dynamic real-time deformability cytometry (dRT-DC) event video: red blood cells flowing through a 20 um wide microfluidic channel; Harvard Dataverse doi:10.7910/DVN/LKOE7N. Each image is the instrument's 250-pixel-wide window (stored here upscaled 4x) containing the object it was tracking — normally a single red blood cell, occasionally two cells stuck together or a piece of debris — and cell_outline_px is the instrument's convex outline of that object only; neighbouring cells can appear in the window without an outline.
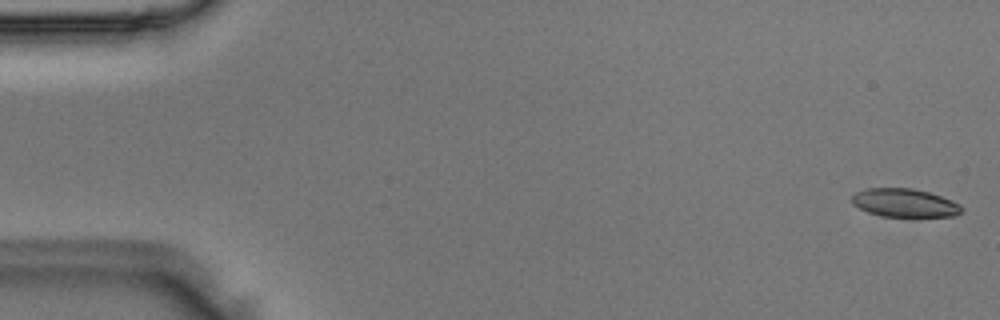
{"species": "Egyptian fruit bat (a non-hibernating species)", "species_latin": "Rousettus aegyptiacus", "temperature_condition": "room temperature", "stored_images_in_passage": 7, "camera_frame_rate_fps": 3000, "um_per_image_px": 0.085, "animal": {"sex": "male"}, "frame": {"image": 1, "passage_image": 1, "time_ms": 0.0, "image_size_px": [1000, 320], "cell_outline_px": [[964, 208], [956, 216], [880, 216], [868, 212], [852, 204], [852, 196], [856, 192], [864, 188], [912, 188], [928, 192], [952, 200], [960, 204]], "centroid_in_image_um": [76.88, 17.24], "position_along_channel_um": 8.1, "area_um2": 18.09}}